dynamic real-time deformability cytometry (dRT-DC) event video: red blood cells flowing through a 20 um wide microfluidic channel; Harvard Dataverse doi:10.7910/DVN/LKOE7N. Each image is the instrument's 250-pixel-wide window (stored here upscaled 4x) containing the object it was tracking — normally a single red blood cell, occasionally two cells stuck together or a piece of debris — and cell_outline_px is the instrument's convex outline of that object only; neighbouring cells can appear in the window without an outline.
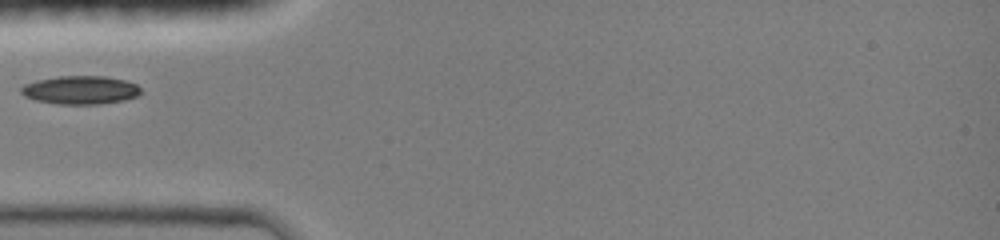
{"species": "common noctule bat (a hibernating species)", "species_latin": "Nyctalus noctula", "temperature_condition": "room temperature", "stored_images_in_passage": 27, "camera_frame_rate_fps": 3000, "um_per_image_px": 0.085, "animal": {"sex": "female", "body_mass_g": 19.0, "forearm_length_mm": 51.5}, "frame": {"image": 1, "passage_image": 1, "time_ms": 0.0, "image_size_px": [1000, 240], "cell_outline_px": [[140, 92], [136, 96], [124, 100], [100, 104], [60, 104], [36, 100], [24, 96], [20, 92], [20, 88], [24, 84], [36, 80], [60, 76], [104, 76], [124, 80], [136, 84], [140, 88]], "centroid_in_image_um": [6.81, 7.65], "position_along_channel_um": 78.2, "area_um2": 19.71}}